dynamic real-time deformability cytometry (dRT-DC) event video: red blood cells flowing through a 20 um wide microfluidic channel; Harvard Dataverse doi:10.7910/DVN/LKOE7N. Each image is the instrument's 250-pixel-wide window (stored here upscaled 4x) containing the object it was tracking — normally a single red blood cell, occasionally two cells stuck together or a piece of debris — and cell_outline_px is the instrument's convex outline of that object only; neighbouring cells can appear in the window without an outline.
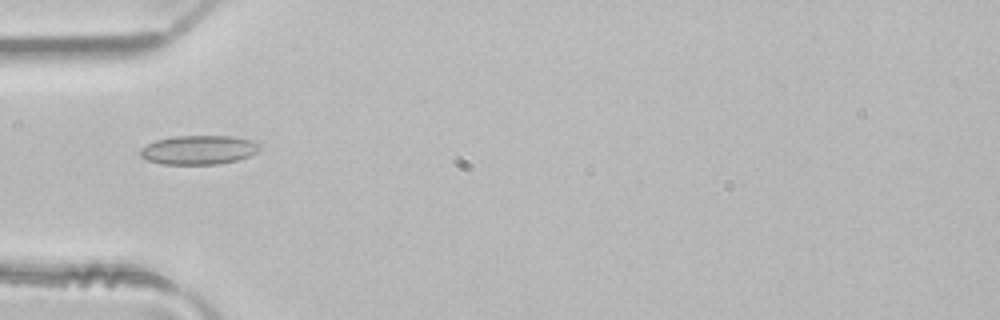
{"species": "common noctule bat (a hibernating species)", "species_latin": "Nyctalus noctula", "temperature_condition": "room temperature", "stored_images_in_passage": 34, "camera_frame_rate_fps": 3000, "um_per_image_px": 0.085, "animal": {"sex": "male", "body_mass_g": 21.5, "forearm_length_mm": 52.0}, "frame": {"image": 1, "passage_image": 1, "time_ms": 0.0, "image_size_px": [1000, 320], "cell_outline_px": [[260, 148], [256, 152], [248, 156], [236, 160], [216, 164], [160, 164], [148, 160], [140, 156], [140, 148], [156, 140], [176, 136], [232, 136], [252, 140], [260, 144]], "centroid_in_image_um": [16.88, 12.74], "position_along_channel_um": 68.1, "area_um2": 20.11}}
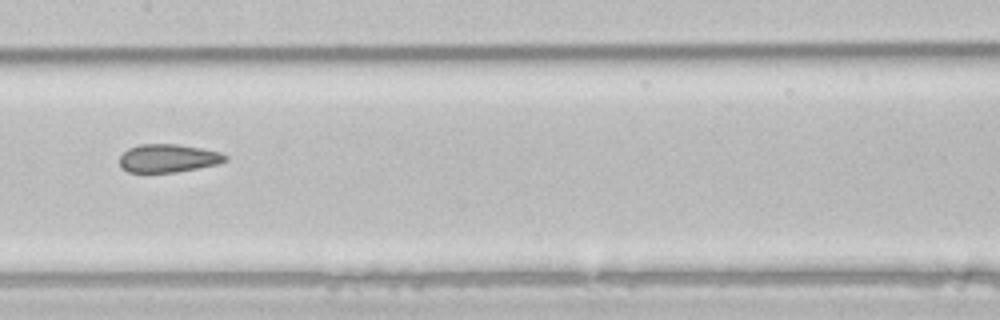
{"frame": {"image": 2, "passage_image": 10, "time_ms": 3.0, "image_size_px": [1000, 320], "cell_outline_px": [[228, 160], [216, 164], [176, 172], [128, 172], [120, 168], [120, 156], [128, 148], [140, 144], [176, 144], [200, 148], [220, 152], [228, 156]], "centroid_in_image_um": [14.27, 13.45], "position_along_channel_um": 193.1, "area_um2": 17.28}}
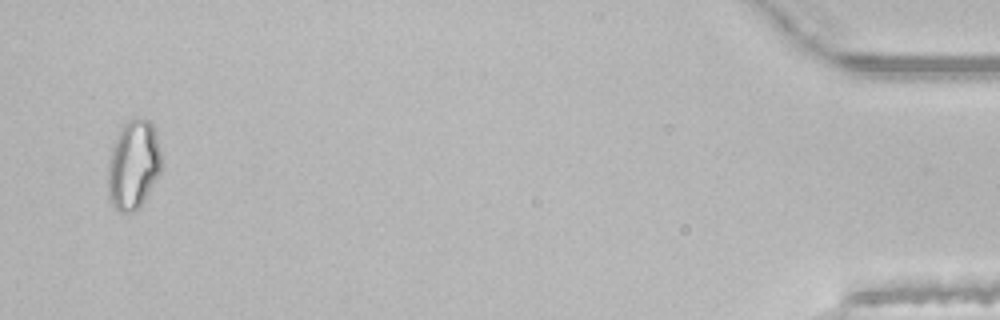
{"frame": {"image": 3, "passage_image": 33, "time_ms": 10.667, "image_size_px": [1000, 320], "cell_outline_px": [[160, 172], [140, 208], [132, 212], [120, 212], [112, 204], [108, 192], [108, 164], [112, 148], [120, 128], [128, 116], [136, 116], [148, 120], [152, 124], [156, 136], [160, 152]], "centroid_in_image_um": [11.32, 13.97], "position_along_channel_um": 423.9, "area_um2": 27.8}, "authors_computed_cell_mechanics": {"area_um2": 18.3804, "velocity_mm_per_s": 4.1477, "shape_relaxation_time_tau1_ms": null, "shape_relaxation_time_tau2_ms": 2.1301, "deformation_change_tau1": null, "deformation_change_tau2": 0.0759}}